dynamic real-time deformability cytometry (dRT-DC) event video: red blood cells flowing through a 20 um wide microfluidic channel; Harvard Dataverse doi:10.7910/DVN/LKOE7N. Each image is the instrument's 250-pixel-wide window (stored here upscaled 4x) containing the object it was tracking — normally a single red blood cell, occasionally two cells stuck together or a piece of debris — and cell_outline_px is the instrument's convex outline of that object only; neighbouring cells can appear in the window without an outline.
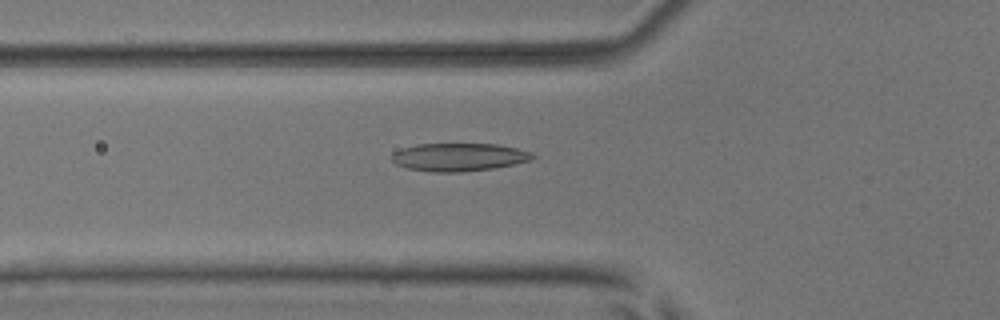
{"species": "common noctule bat (a hibernating species)", "species_latin": "Nyctalus noctula", "temperature_condition": "room temperature", "stored_images_in_passage": 26, "camera_frame_rate_fps": 3000, "um_per_image_px": 0.085, "animal": {"sex": "male", "body_mass_g": 17.9, "forearm_length_mm": 54.2}, "frame": {"image": 1, "passage_image": 19, "time_ms": 6.0, "image_size_px": [1000, 320], "cell_outline_px": [[536, 156], [532, 160], [492, 168], [464, 172], [432, 172], [408, 168], [396, 164], [388, 156], [392, 152], [416, 144], [496, 144], [516, 148], [532, 152]], "centroid_in_image_um": [38.98, 13.35], "position_along_channel_um": 86.8, "area_um2": 23.0}}
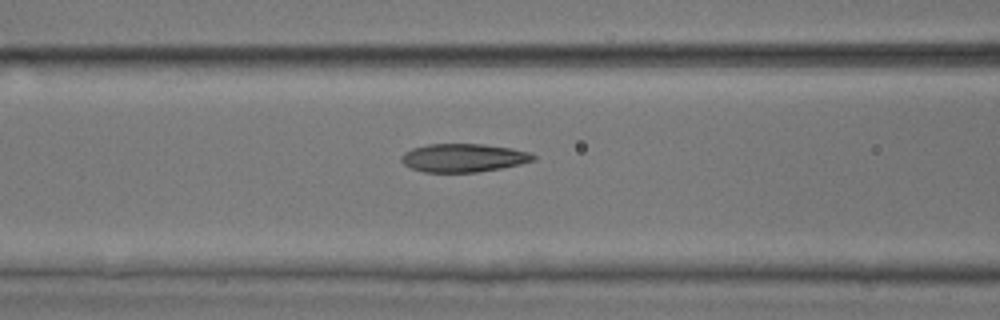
{"frame": {"image": 2, "passage_image": 22, "time_ms": 7.0, "image_size_px": [1000, 320], "cell_outline_px": [[536, 160], [520, 164], [500, 168], [476, 172], [424, 172], [412, 168], [404, 164], [400, 160], [400, 156], [404, 152], [412, 148], [428, 144], [484, 144], [512, 148], [528, 152], [536, 156]], "centroid_in_image_um": [39.38, 13.41], "position_along_channel_um": 127.2, "area_um2": 21.79}}
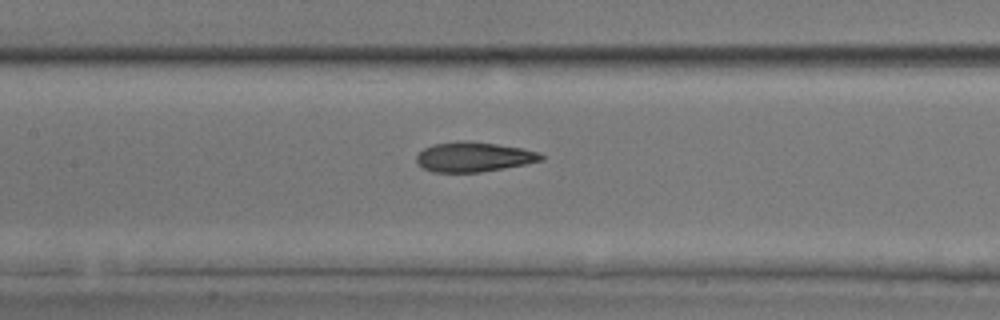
{"frame": {"image": 3, "passage_image": 25, "time_ms": 1674.667, "image_size_px": [1000, 320], "cell_outline_px": [[544, 160], [504, 168], [480, 172], [432, 172], [424, 168], [416, 160], [416, 156], [424, 148], [432, 144], [456, 140], [468, 140], [524, 148], [540, 152], [544, 156]], "centroid_in_image_um": [40.28, 13.32], "position_along_channel_um": 167.1, "area_um2": 21.79}}